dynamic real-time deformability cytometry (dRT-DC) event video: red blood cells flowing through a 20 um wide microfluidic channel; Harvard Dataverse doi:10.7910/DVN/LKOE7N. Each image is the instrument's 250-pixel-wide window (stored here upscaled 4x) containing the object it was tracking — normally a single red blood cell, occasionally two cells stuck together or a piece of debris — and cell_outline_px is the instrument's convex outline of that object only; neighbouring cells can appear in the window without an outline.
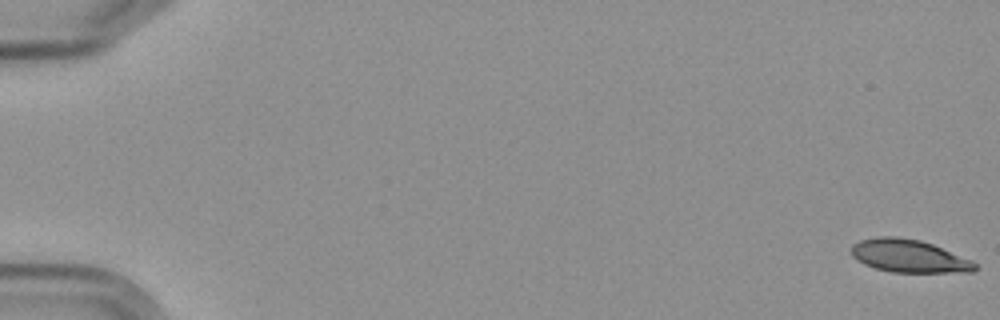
{"species": "Egyptian fruit bat (a non-hibernating species)", "species_latin": "Rousettus aegyptiacus", "temperature_condition": "cold", "stored_images_in_passage": 6, "camera_frame_rate_fps": 3000, "um_per_image_px": 0.085, "frame": {"image": 1, "passage_image": 1, "time_ms": 0.0, "image_size_px": [1000, 320], "cell_outline_px": [[976, 268], [972, 272], [892, 272], [876, 268], [864, 264], [856, 260], [852, 256], [852, 244], [860, 240], [880, 236], [896, 236], [920, 240], [932, 244], [972, 260], [976, 264]], "centroid_in_image_um": [77.24, 21.76], "position_along_channel_um": 7.8, "area_um2": 23.58}}
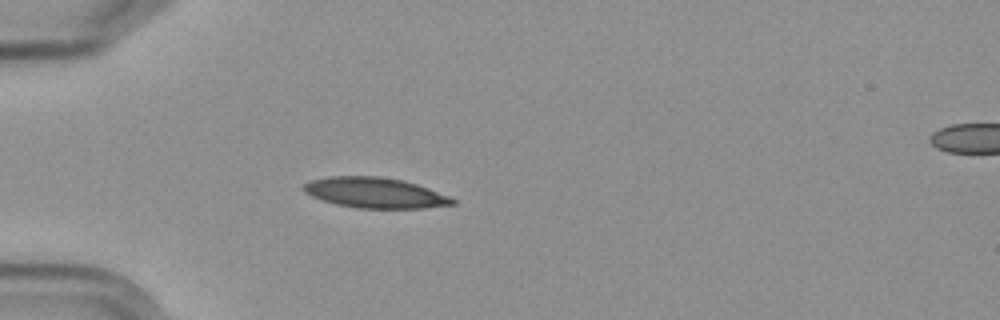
{"frame": {"image": 2, "passage_image": 5, "time_ms": 5.667, "image_size_px": [1000, 320], "cell_outline_px": [[456, 204], [424, 208], [356, 208], [336, 204], [312, 196], [304, 192], [300, 188], [304, 184], [312, 180], [328, 176], [380, 176], [404, 180], [452, 196], [456, 200]], "centroid_in_image_um": [31.9, 16.38], "position_along_channel_um": 53.1, "area_um2": 26.59}}